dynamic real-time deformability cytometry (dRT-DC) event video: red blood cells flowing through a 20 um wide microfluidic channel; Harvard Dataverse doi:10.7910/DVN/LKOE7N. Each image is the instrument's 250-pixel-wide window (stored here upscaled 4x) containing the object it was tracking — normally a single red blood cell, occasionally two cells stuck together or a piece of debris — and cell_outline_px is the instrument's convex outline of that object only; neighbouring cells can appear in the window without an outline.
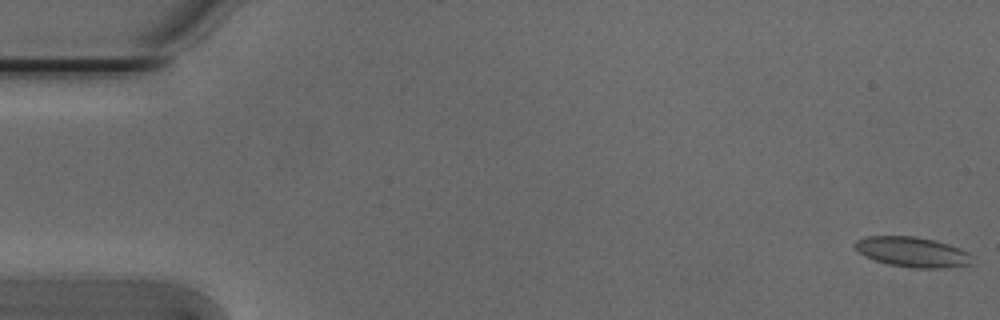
{"species": "Egyptian fruit bat (a non-hibernating species)", "species_latin": "Rousettus aegyptiacus", "temperature_condition": "cold", "stored_images_in_passage": 16, "camera_frame_rate_fps": 3000, "um_per_image_px": 0.085, "animal": {"sex": "male"}, "frame": {"image": 1, "passage_image": 1, "time_ms": 0.0, "image_size_px": [1000, 320], "cell_outline_px": [[968, 264], [940, 268], [916, 268], [888, 264], [864, 256], [856, 248], [856, 240], [868, 236], [916, 236], [948, 244], [960, 248], [968, 252]], "centroid_in_image_um": [77.5, 21.4], "position_along_channel_um": 7.5, "area_um2": 20.0}}
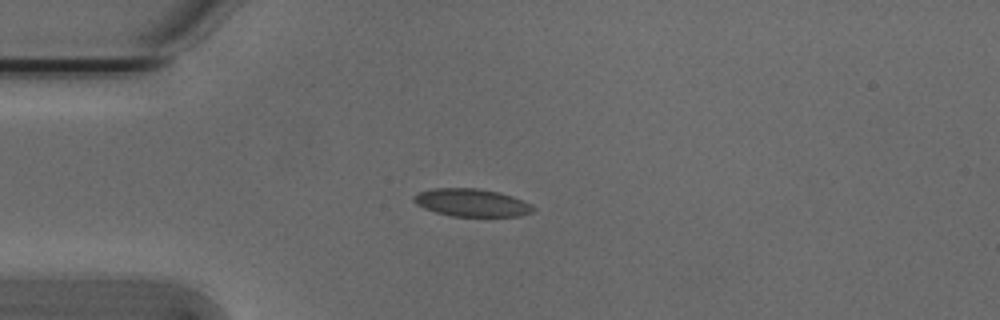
{"frame": {"image": 2, "passage_image": 14, "time_ms": 4.333, "image_size_px": [1000, 320], "cell_outline_px": [[536, 208], [532, 212], [520, 216], [452, 216], [436, 212], [424, 208], [416, 204], [412, 200], [412, 196], [420, 192], [432, 188], [476, 188], [496, 192], [512, 196], [532, 204]], "centroid_in_image_um": [40.08, 17.23], "position_along_channel_um": 44.9, "area_um2": 19.25}}